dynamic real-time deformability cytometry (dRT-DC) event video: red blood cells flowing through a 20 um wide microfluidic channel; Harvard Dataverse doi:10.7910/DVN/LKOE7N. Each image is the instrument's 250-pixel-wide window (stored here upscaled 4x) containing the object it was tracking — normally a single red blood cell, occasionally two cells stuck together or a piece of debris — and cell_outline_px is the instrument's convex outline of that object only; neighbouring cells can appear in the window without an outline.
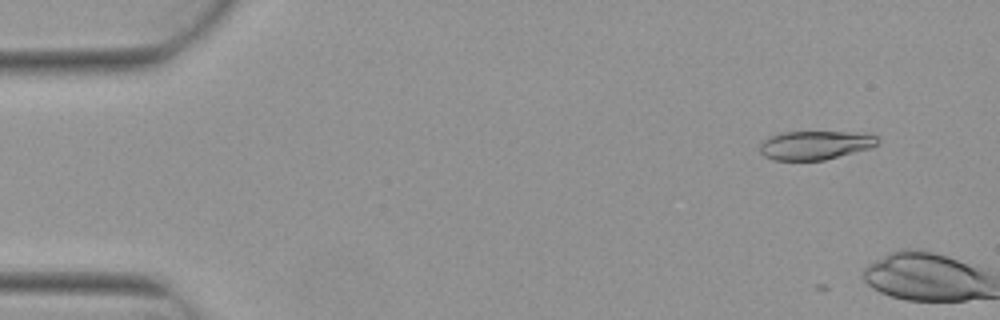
{"species": "Egyptian fruit bat (a non-hibernating species)", "species_latin": "Rousettus aegyptiacus", "temperature_condition": "warm", "stored_images_in_passage": 3, "camera_frame_rate_fps": 3000, "um_per_image_px": 0.085, "animal": {"sex": "female"}, "frame": {"image": 1, "passage_image": 1, "time_ms": 0.0, "image_size_px": [1000, 320], "cell_outline_px": [[880, 140], [872, 148], [824, 160], [772, 160], [764, 156], [760, 152], [760, 144], [768, 136], [784, 132], [856, 132], [880, 136]], "centroid_in_image_um": [69.31, 12.33], "position_along_channel_um": 15.7, "area_um2": 19.94}}